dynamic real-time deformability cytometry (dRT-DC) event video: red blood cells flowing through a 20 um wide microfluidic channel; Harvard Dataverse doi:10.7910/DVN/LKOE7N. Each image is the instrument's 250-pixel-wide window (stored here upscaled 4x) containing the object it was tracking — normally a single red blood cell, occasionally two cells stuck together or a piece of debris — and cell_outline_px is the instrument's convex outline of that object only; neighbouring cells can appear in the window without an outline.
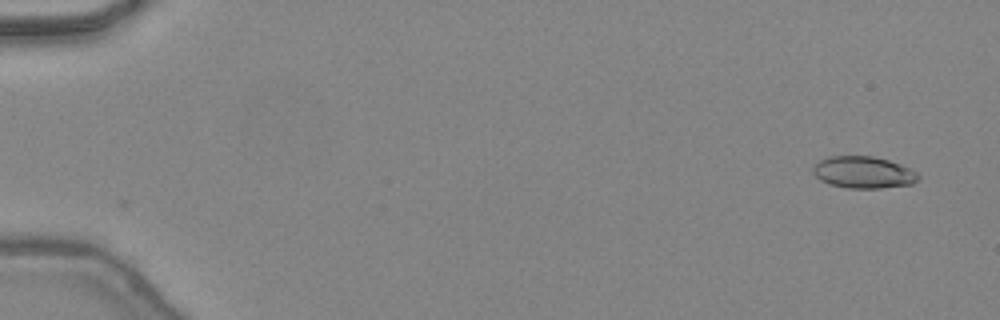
{"species": "common noctule bat (a hibernating species)", "species_latin": "Nyctalus noctula", "temperature_condition": "warm", "stored_images_in_passage": 45, "camera_frame_rate_fps": 3000, "um_per_image_px": 0.085, "animal": {"sex": "female", "body_mass_g": 24.6, "forearm_length_mm": 56.2}, "frame": {"image": 1, "passage_image": 1, "time_ms": 0.0, "image_size_px": [1000, 320], "cell_outline_px": [[920, 176], [912, 184], [880, 188], [848, 188], [828, 184], [820, 180], [812, 172], [812, 168], [820, 160], [828, 156], [872, 156], [888, 160], [912, 168]], "centroid_in_image_um": [73.38, 14.65], "position_along_channel_um": 11.6, "area_um2": 19.59}}
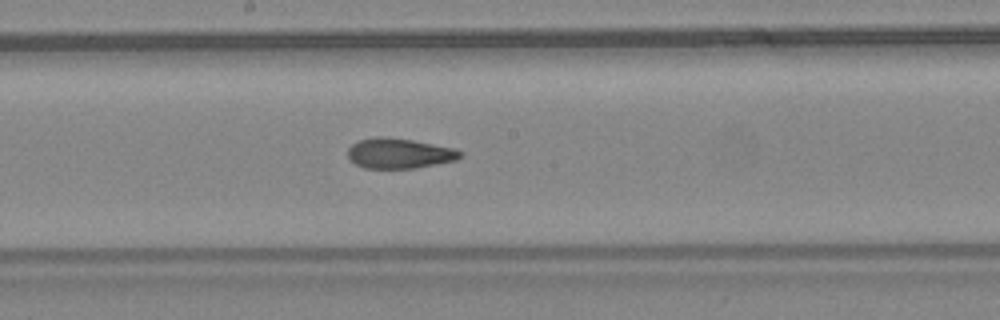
{"frame": {"image": 2, "passage_image": 25, "time_ms": 8.0, "image_size_px": [1000, 320], "cell_outline_px": [[464, 156], [456, 160], [416, 168], [364, 168], [356, 164], [348, 156], [348, 148], [356, 140], [376, 136], [380, 136], [412, 140], [456, 148], [464, 152]], "centroid_in_image_um": [33.97, 13.02], "position_along_channel_um": 214.2, "area_um2": 19.94}}
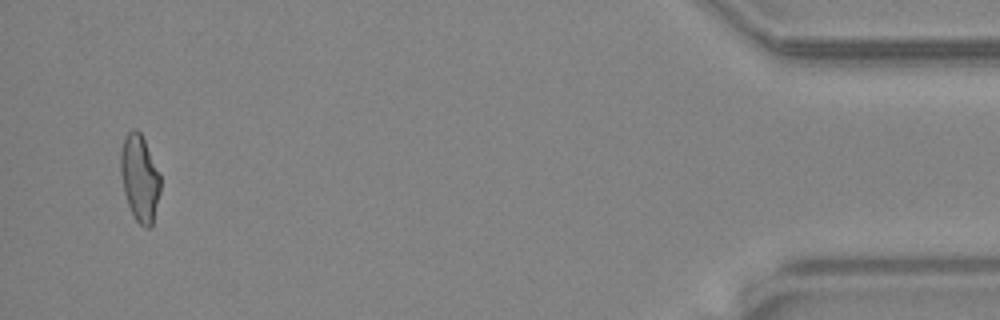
{"frame": {"image": 3, "passage_image": 44, "time_ms": 14.333, "image_size_px": [1000, 320], "cell_outline_px": [[160, 192], [152, 224], [148, 228], [144, 228], [136, 220], [128, 204], [124, 192], [120, 172], [120, 152], [124, 136], [132, 128], [136, 128], [140, 132], [144, 140], [160, 176]], "centroid_in_image_um": [11.85, 15.12], "position_along_channel_um": 423.4, "area_um2": 19.88}, "authors_computed_cell_mechanics": {"area_um2": 19.9988, "velocity_mm_per_s": 4.4918, "shape_relaxation_time_tau1_ms": null, "shape_relaxation_time_tau2_ms": 1.8658, "deformation_change_tau1": null, "deformation_change_tau2": 0.0833}}